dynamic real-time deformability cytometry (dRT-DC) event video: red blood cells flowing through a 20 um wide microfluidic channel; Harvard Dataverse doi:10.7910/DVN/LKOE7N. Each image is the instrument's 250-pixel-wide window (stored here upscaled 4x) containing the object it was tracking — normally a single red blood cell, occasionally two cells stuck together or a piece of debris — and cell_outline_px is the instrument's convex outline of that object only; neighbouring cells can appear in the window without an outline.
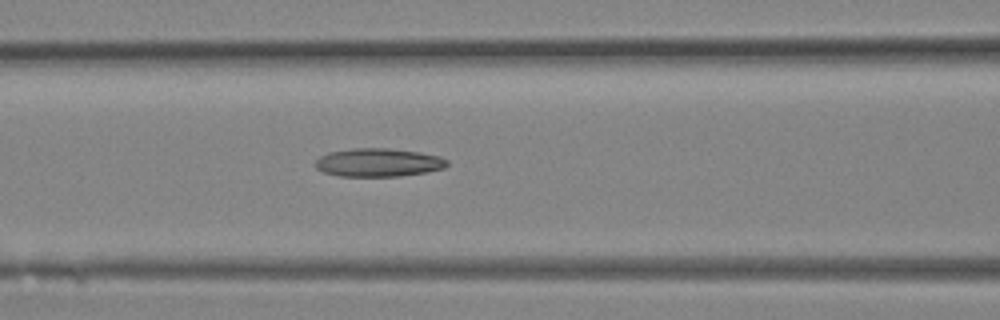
{"species": "Egyptian fruit bat (a non-hibernating species)", "species_latin": "Rousettus aegyptiacus", "temperature_condition": "room temperature", "stored_images_in_passage": 15, "camera_frame_rate_fps": 3000, "um_per_image_px": 0.085, "animal": {"sex": "female"}, "frame": {"image": 1, "passage_image": 13, "time_ms": 4.0, "image_size_px": [1000, 320], "cell_outline_px": [[448, 164], [444, 168], [428, 172], [400, 176], [340, 176], [324, 172], [316, 168], [316, 160], [320, 156], [328, 152], [352, 148], [388, 148], [420, 152], [440, 156], [448, 160]], "centroid_in_image_um": [32.18, 13.81], "position_along_channel_um": 134.4, "area_um2": 21.85}}
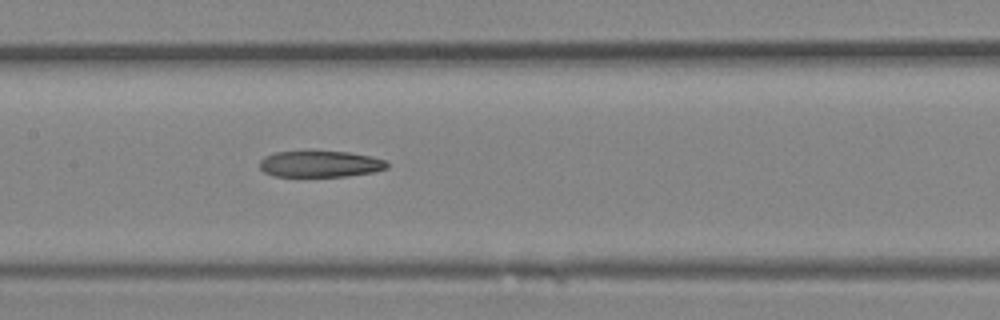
{"frame": {"image": 2, "passage_image": 15, "time_ms": 4.667, "image_size_px": [1000, 320], "cell_outline_px": [[388, 168], [372, 172], [344, 176], [276, 176], [264, 172], [260, 168], [260, 160], [264, 156], [276, 152], [348, 152], [372, 156], [388, 160]], "centroid_in_image_um": [27.24, 13.94], "position_along_channel_um": 180.2, "area_um2": 19.36}}